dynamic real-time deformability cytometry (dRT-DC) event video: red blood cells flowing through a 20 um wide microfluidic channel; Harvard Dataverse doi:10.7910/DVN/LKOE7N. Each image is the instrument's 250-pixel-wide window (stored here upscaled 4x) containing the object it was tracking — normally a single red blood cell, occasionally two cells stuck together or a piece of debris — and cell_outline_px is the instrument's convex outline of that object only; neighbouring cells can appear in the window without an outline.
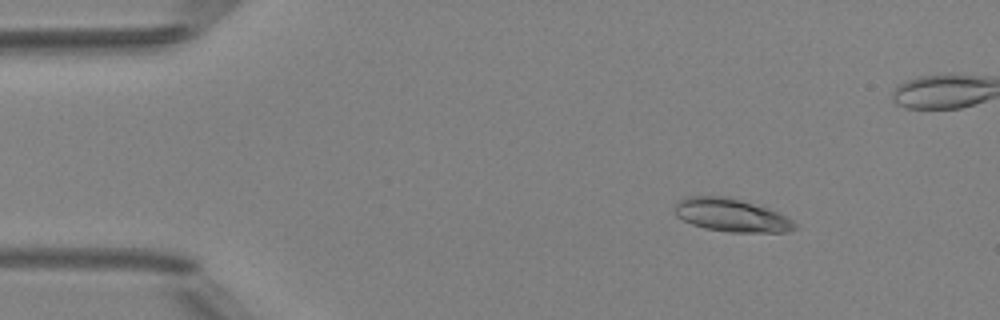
{"species": "Egyptian fruit bat (a non-hibernating species)", "species_latin": "Rousettus aegyptiacus", "temperature_condition": "room temperature", "stored_images_in_passage": 5, "camera_frame_rate_fps": 3000, "um_per_image_px": 0.085, "animal": {"sex": "female"}, "frame": {"image": 1, "passage_image": 2, "time_ms": 1.0, "image_size_px": [1000, 320], "cell_outline_px": [[796, 228], [784, 232], [732, 232], [704, 228], [692, 224], [676, 216], [672, 208], [680, 200], [688, 196], [724, 196], [740, 200], [768, 208], [792, 220], [796, 224]], "centroid_in_image_um": [62.12, 18.29], "position_along_channel_um": 22.9, "area_um2": 22.89}}